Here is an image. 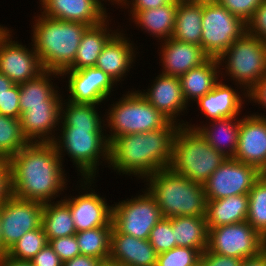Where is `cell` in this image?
Returning <instances> with one entry per match:
<instances>
[{"label": "cell", "mask_w": 266, "mask_h": 266, "mask_svg": "<svg viewBox=\"0 0 266 266\" xmlns=\"http://www.w3.org/2000/svg\"><path fill=\"white\" fill-rule=\"evenodd\" d=\"M61 161L53 142H29L7 161L13 196L51 202L66 185Z\"/></svg>", "instance_id": "cell-1"}, {"label": "cell", "mask_w": 266, "mask_h": 266, "mask_svg": "<svg viewBox=\"0 0 266 266\" xmlns=\"http://www.w3.org/2000/svg\"><path fill=\"white\" fill-rule=\"evenodd\" d=\"M178 128L122 135L109 144V163L123 174L148 178L155 172L169 168L173 141Z\"/></svg>", "instance_id": "cell-2"}, {"label": "cell", "mask_w": 266, "mask_h": 266, "mask_svg": "<svg viewBox=\"0 0 266 266\" xmlns=\"http://www.w3.org/2000/svg\"><path fill=\"white\" fill-rule=\"evenodd\" d=\"M40 16L33 25L34 49L44 70L62 73L73 64L81 37L89 26Z\"/></svg>", "instance_id": "cell-3"}, {"label": "cell", "mask_w": 266, "mask_h": 266, "mask_svg": "<svg viewBox=\"0 0 266 266\" xmlns=\"http://www.w3.org/2000/svg\"><path fill=\"white\" fill-rule=\"evenodd\" d=\"M146 180L150 183L147 190L164 218L206 216L207 198L202 184L192 182L170 168L159 170Z\"/></svg>", "instance_id": "cell-4"}, {"label": "cell", "mask_w": 266, "mask_h": 266, "mask_svg": "<svg viewBox=\"0 0 266 266\" xmlns=\"http://www.w3.org/2000/svg\"><path fill=\"white\" fill-rule=\"evenodd\" d=\"M227 158L211 147L196 129L180 125L174 137L169 168L203 185Z\"/></svg>", "instance_id": "cell-5"}, {"label": "cell", "mask_w": 266, "mask_h": 266, "mask_svg": "<svg viewBox=\"0 0 266 266\" xmlns=\"http://www.w3.org/2000/svg\"><path fill=\"white\" fill-rule=\"evenodd\" d=\"M123 96L125 97L112 105L113 107L109 108L111 111L107 112L106 120L108 127L111 128V135H107L109 144L122 135L144 133L160 128H179L180 125H186L171 122L151 105L140 91Z\"/></svg>", "instance_id": "cell-6"}, {"label": "cell", "mask_w": 266, "mask_h": 266, "mask_svg": "<svg viewBox=\"0 0 266 266\" xmlns=\"http://www.w3.org/2000/svg\"><path fill=\"white\" fill-rule=\"evenodd\" d=\"M61 130V139L53 142L60 159L62 160L61 151L64 148L87 181H84L85 185H91L100 156L109 162V143L102 127H62Z\"/></svg>", "instance_id": "cell-7"}, {"label": "cell", "mask_w": 266, "mask_h": 266, "mask_svg": "<svg viewBox=\"0 0 266 266\" xmlns=\"http://www.w3.org/2000/svg\"><path fill=\"white\" fill-rule=\"evenodd\" d=\"M201 24L200 46L210 58H219L236 39L247 32L246 23L216 0H202Z\"/></svg>", "instance_id": "cell-8"}, {"label": "cell", "mask_w": 266, "mask_h": 266, "mask_svg": "<svg viewBox=\"0 0 266 266\" xmlns=\"http://www.w3.org/2000/svg\"><path fill=\"white\" fill-rule=\"evenodd\" d=\"M225 58L228 75L244 86L246 92L266 75V44L247 32L218 58L219 63Z\"/></svg>", "instance_id": "cell-9"}, {"label": "cell", "mask_w": 266, "mask_h": 266, "mask_svg": "<svg viewBox=\"0 0 266 266\" xmlns=\"http://www.w3.org/2000/svg\"><path fill=\"white\" fill-rule=\"evenodd\" d=\"M163 218L160 208L148 192L112 206V225L119 232L148 240L153 227Z\"/></svg>", "instance_id": "cell-10"}, {"label": "cell", "mask_w": 266, "mask_h": 266, "mask_svg": "<svg viewBox=\"0 0 266 266\" xmlns=\"http://www.w3.org/2000/svg\"><path fill=\"white\" fill-rule=\"evenodd\" d=\"M266 249V239L247 221L208 228L207 250L210 252L245 259Z\"/></svg>", "instance_id": "cell-11"}, {"label": "cell", "mask_w": 266, "mask_h": 266, "mask_svg": "<svg viewBox=\"0 0 266 266\" xmlns=\"http://www.w3.org/2000/svg\"><path fill=\"white\" fill-rule=\"evenodd\" d=\"M263 173L255 166L227 158L203 184L207 200L248 194Z\"/></svg>", "instance_id": "cell-12"}, {"label": "cell", "mask_w": 266, "mask_h": 266, "mask_svg": "<svg viewBox=\"0 0 266 266\" xmlns=\"http://www.w3.org/2000/svg\"><path fill=\"white\" fill-rule=\"evenodd\" d=\"M44 203L11 196L1 205L4 255L27 232L42 224Z\"/></svg>", "instance_id": "cell-13"}, {"label": "cell", "mask_w": 266, "mask_h": 266, "mask_svg": "<svg viewBox=\"0 0 266 266\" xmlns=\"http://www.w3.org/2000/svg\"><path fill=\"white\" fill-rule=\"evenodd\" d=\"M8 28L0 30V72L14 84H22L40 75L44 68L34 47L31 51L26 46L10 40ZM18 43V44H17Z\"/></svg>", "instance_id": "cell-14"}, {"label": "cell", "mask_w": 266, "mask_h": 266, "mask_svg": "<svg viewBox=\"0 0 266 266\" xmlns=\"http://www.w3.org/2000/svg\"><path fill=\"white\" fill-rule=\"evenodd\" d=\"M69 75V102L99 105L110 95L114 80L102 69L95 66L79 70H64Z\"/></svg>", "instance_id": "cell-15"}, {"label": "cell", "mask_w": 266, "mask_h": 266, "mask_svg": "<svg viewBox=\"0 0 266 266\" xmlns=\"http://www.w3.org/2000/svg\"><path fill=\"white\" fill-rule=\"evenodd\" d=\"M240 119V130L234 159L266 172V117L251 114Z\"/></svg>", "instance_id": "cell-16"}, {"label": "cell", "mask_w": 266, "mask_h": 266, "mask_svg": "<svg viewBox=\"0 0 266 266\" xmlns=\"http://www.w3.org/2000/svg\"><path fill=\"white\" fill-rule=\"evenodd\" d=\"M42 14L61 21L80 22L96 26L107 20L101 0H40Z\"/></svg>", "instance_id": "cell-17"}, {"label": "cell", "mask_w": 266, "mask_h": 266, "mask_svg": "<svg viewBox=\"0 0 266 266\" xmlns=\"http://www.w3.org/2000/svg\"><path fill=\"white\" fill-rule=\"evenodd\" d=\"M69 205L76 232L97 227H113L112 207L95 192L64 199Z\"/></svg>", "instance_id": "cell-18"}, {"label": "cell", "mask_w": 266, "mask_h": 266, "mask_svg": "<svg viewBox=\"0 0 266 266\" xmlns=\"http://www.w3.org/2000/svg\"><path fill=\"white\" fill-rule=\"evenodd\" d=\"M158 253L149 240L111 231L110 260L122 266H156Z\"/></svg>", "instance_id": "cell-19"}, {"label": "cell", "mask_w": 266, "mask_h": 266, "mask_svg": "<svg viewBox=\"0 0 266 266\" xmlns=\"http://www.w3.org/2000/svg\"><path fill=\"white\" fill-rule=\"evenodd\" d=\"M61 104L45 103V106H26V111L20 116V125L22 134L28 142L56 140L51 132L61 120Z\"/></svg>", "instance_id": "cell-20"}, {"label": "cell", "mask_w": 266, "mask_h": 266, "mask_svg": "<svg viewBox=\"0 0 266 266\" xmlns=\"http://www.w3.org/2000/svg\"><path fill=\"white\" fill-rule=\"evenodd\" d=\"M163 44L161 50L163 75L179 77L210 58L200 45L180 42L171 37L164 40Z\"/></svg>", "instance_id": "cell-21"}, {"label": "cell", "mask_w": 266, "mask_h": 266, "mask_svg": "<svg viewBox=\"0 0 266 266\" xmlns=\"http://www.w3.org/2000/svg\"><path fill=\"white\" fill-rule=\"evenodd\" d=\"M148 92H140L143 97L171 122L186 109L179 77L160 74ZM175 120V121H174Z\"/></svg>", "instance_id": "cell-22"}, {"label": "cell", "mask_w": 266, "mask_h": 266, "mask_svg": "<svg viewBox=\"0 0 266 266\" xmlns=\"http://www.w3.org/2000/svg\"><path fill=\"white\" fill-rule=\"evenodd\" d=\"M122 33L115 35L101 51L95 67L102 69L117 83L131 68L134 59L133 44ZM120 79V80H119Z\"/></svg>", "instance_id": "cell-23"}, {"label": "cell", "mask_w": 266, "mask_h": 266, "mask_svg": "<svg viewBox=\"0 0 266 266\" xmlns=\"http://www.w3.org/2000/svg\"><path fill=\"white\" fill-rule=\"evenodd\" d=\"M232 87L218 82L216 86L197 100L200 110L208 119L237 117L243 106L242 98Z\"/></svg>", "instance_id": "cell-24"}, {"label": "cell", "mask_w": 266, "mask_h": 266, "mask_svg": "<svg viewBox=\"0 0 266 266\" xmlns=\"http://www.w3.org/2000/svg\"><path fill=\"white\" fill-rule=\"evenodd\" d=\"M202 0H177L173 35L180 42L200 45L202 36Z\"/></svg>", "instance_id": "cell-25"}, {"label": "cell", "mask_w": 266, "mask_h": 266, "mask_svg": "<svg viewBox=\"0 0 266 266\" xmlns=\"http://www.w3.org/2000/svg\"><path fill=\"white\" fill-rule=\"evenodd\" d=\"M248 194L228 196L223 199L207 200L206 221L208 228L236 224L246 221Z\"/></svg>", "instance_id": "cell-26"}, {"label": "cell", "mask_w": 266, "mask_h": 266, "mask_svg": "<svg viewBox=\"0 0 266 266\" xmlns=\"http://www.w3.org/2000/svg\"><path fill=\"white\" fill-rule=\"evenodd\" d=\"M219 65L221 64L218 58H209L202 65L179 76L182 94L187 104L190 99L197 101L216 86L219 80Z\"/></svg>", "instance_id": "cell-27"}, {"label": "cell", "mask_w": 266, "mask_h": 266, "mask_svg": "<svg viewBox=\"0 0 266 266\" xmlns=\"http://www.w3.org/2000/svg\"><path fill=\"white\" fill-rule=\"evenodd\" d=\"M236 118L237 117H226L222 119H212L213 125H210V127L206 125L202 127H191L188 124L185 126L196 129L216 151L221 152L228 158H233L237 149L240 130V120H238V118L236 120Z\"/></svg>", "instance_id": "cell-28"}, {"label": "cell", "mask_w": 266, "mask_h": 266, "mask_svg": "<svg viewBox=\"0 0 266 266\" xmlns=\"http://www.w3.org/2000/svg\"><path fill=\"white\" fill-rule=\"evenodd\" d=\"M107 21L88 27L83 33L73 64L66 70L93 67L107 42L115 35L107 30Z\"/></svg>", "instance_id": "cell-29"}, {"label": "cell", "mask_w": 266, "mask_h": 266, "mask_svg": "<svg viewBox=\"0 0 266 266\" xmlns=\"http://www.w3.org/2000/svg\"><path fill=\"white\" fill-rule=\"evenodd\" d=\"M175 236V247L197 249L201 254L207 249L208 227L205 216L170 217Z\"/></svg>", "instance_id": "cell-30"}, {"label": "cell", "mask_w": 266, "mask_h": 266, "mask_svg": "<svg viewBox=\"0 0 266 266\" xmlns=\"http://www.w3.org/2000/svg\"><path fill=\"white\" fill-rule=\"evenodd\" d=\"M51 75L61 76V73L44 70L36 78L19 84L21 114L26 111V106H45V103H62L61 96L58 95L57 90H54L50 82Z\"/></svg>", "instance_id": "cell-31"}, {"label": "cell", "mask_w": 266, "mask_h": 266, "mask_svg": "<svg viewBox=\"0 0 266 266\" xmlns=\"http://www.w3.org/2000/svg\"><path fill=\"white\" fill-rule=\"evenodd\" d=\"M177 10V0L170 4L160 6L154 9L144 11H132L134 22L139 24L150 35H156L157 38L169 39L173 35L175 16Z\"/></svg>", "instance_id": "cell-32"}, {"label": "cell", "mask_w": 266, "mask_h": 266, "mask_svg": "<svg viewBox=\"0 0 266 266\" xmlns=\"http://www.w3.org/2000/svg\"><path fill=\"white\" fill-rule=\"evenodd\" d=\"M44 203L42 227L48 242L58 237H68L76 234L69 205L64 201Z\"/></svg>", "instance_id": "cell-33"}, {"label": "cell", "mask_w": 266, "mask_h": 266, "mask_svg": "<svg viewBox=\"0 0 266 266\" xmlns=\"http://www.w3.org/2000/svg\"><path fill=\"white\" fill-rule=\"evenodd\" d=\"M113 227H97L76 232L80 254L95 257L101 261L110 257L111 231Z\"/></svg>", "instance_id": "cell-34"}, {"label": "cell", "mask_w": 266, "mask_h": 266, "mask_svg": "<svg viewBox=\"0 0 266 266\" xmlns=\"http://www.w3.org/2000/svg\"><path fill=\"white\" fill-rule=\"evenodd\" d=\"M249 205L246 221L266 239V174L255 182L248 193Z\"/></svg>", "instance_id": "cell-35"}, {"label": "cell", "mask_w": 266, "mask_h": 266, "mask_svg": "<svg viewBox=\"0 0 266 266\" xmlns=\"http://www.w3.org/2000/svg\"><path fill=\"white\" fill-rule=\"evenodd\" d=\"M28 143L22 134L20 119L0 114V156L8 161Z\"/></svg>", "instance_id": "cell-36"}, {"label": "cell", "mask_w": 266, "mask_h": 266, "mask_svg": "<svg viewBox=\"0 0 266 266\" xmlns=\"http://www.w3.org/2000/svg\"><path fill=\"white\" fill-rule=\"evenodd\" d=\"M67 106L63 109L61 104V123L62 127H103L102 119L96 112L95 104H83L66 102ZM64 111V112H63ZM64 114V115H63ZM64 121V122H63Z\"/></svg>", "instance_id": "cell-37"}, {"label": "cell", "mask_w": 266, "mask_h": 266, "mask_svg": "<svg viewBox=\"0 0 266 266\" xmlns=\"http://www.w3.org/2000/svg\"><path fill=\"white\" fill-rule=\"evenodd\" d=\"M47 236L42 225L25 233L8 251L7 256L18 260H31L35 257L47 244Z\"/></svg>", "instance_id": "cell-38"}, {"label": "cell", "mask_w": 266, "mask_h": 266, "mask_svg": "<svg viewBox=\"0 0 266 266\" xmlns=\"http://www.w3.org/2000/svg\"><path fill=\"white\" fill-rule=\"evenodd\" d=\"M200 259L201 253L197 249L176 246L159 253L156 266H196Z\"/></svg>", "instance_id": "cell-39"}, {"label": "cell", "mask_w": 266, "mask_h": 266, "mask_svg": "<svg viewBox=\"0 0 266 266\" xmlns=\"http://www.w3.org/2000/svg\"><path fill=\"white\" fill-rule=\"evenodd\" d=\"M149 242L159 254L175 247L171 218H162L151 230Z\"/></svg>", "instance_id": "cell-40"}, {"label": "cell", "mask_w": 266, "mask_h": 266, "mask_svg": "<svg viewBox=\"0 0 266 266\" xmlns=\"http://www.w3.org/2000/svg\"><path fill=\"white\" fill-rule=\"evenodd\" d=\"M230 13L247 23L263 0H216Z\"/></svg>", "instance_id": "cell-41"}, {"label": "cell", "mask_w": 266, "mask_h": 266, "mask_svg": "<svg viewBox=\"0 0 266 266\" xmlns=\"http://www.w3.org/2000/svg\"><path fill=\"white\" fill-rule=\"evenodd\" d=\"M49 245L53 248L63 263L80 255V249L75 235L54 238L49 241Z\"/></svg>", "instance_id": "cell-42"}, {"label": "cell", "mask_w": 266, "mask_h": 266, "mask_svg": "<svg viewBox=\"0 0 266 266\" xmlns=\"http://www.w3.org/2000/svg\"><path fill=\"white\" fill-rule=\"evenodd\" d=\"M19 99V85L14 84L6 91V93L0 96V114L15 119H20L21 112L19 107Z\"/></svg>", "instance_id": "cell-43"}, {"label": "cell", "mask_w": 266, "mask_h": 266, "mask_svg": "<svg viewBox=\"0 0 266 266\" xmlns=\"http://www.w3.org/2000/svg\"><path fill=\"white\" fill-rule=\"evenodd\" d=\"M247 33L259 38L266 44V0L255 9L253 16L246 23Z\"/></svg>", "instance_id": "cell-44"}, {"label": "cell", "mask_w": 266, "mask_h": 266, "mask_svg": "<svg viewBox=\"0 0 266 266\" xmlns=\"http://www.w3.org/2000/svg\"><path fill=\"white\" fill-rule=\"evenodd\" d=\"M242 260L236 257H229L225 255H219L209 250H205L201 254L200 262L204 266H241Z\"/></svg>", "instance_id": "cell-45"}, {"label": "cell", "mask_w": 266, "mask_h": 266, "mask_svg": "<svg viewBox=\"0 0 266 266\" xmlns=\"http://www.w3.org/2000/svg\"><path fill=\"white\" fill-rule=\"evenodd\" d=\"M30 262L33 266H63L60 257L49 243Z\"/></svg>", "instance_id": "cell-46"}, {"label": "cell", "mask_w": 266, "mask_h": 266, "mask_svg": "<svg viewBox=\"0 0 266 266\" xmlns=\"http://www.w3.org/2000/svg\"><path fill=\"white\" fill-rule=\"evenodd\" d=\"M11 170L9 163L6 162L0 168V205L12 196Z\"/></svg>", "instance_id": "cell-47"}, {"label": "cell", "mask_w": 266, "mask_h": 266, "mask_svg": "<svg viewBox=\"0 0 266 266\" xmlns=\"http://www.w3.org/2000/svg\"><path fill=\"white\" fill-rule=\"evenodd\" d=\"M246 95L253 102L261 104L266 108V75H264L249 91Z\"/></svg>", "instance_id": "cell-48"}, {"label": "cell", "mask_w": 266, "mask_h": 266, "mask_svg": "<svg viewBox=\"0 0 266 266\" xmlns=\"http://www.w3.org/2000/svg\"><path fill=\"white\" fill-rule=\"evenodd\" d=\"M134 1V2H133ZM174 0H132L131 11H144L170 4Z\"/></svg>", "instance_id": "cell-49"}, {"label": "cell", "mask_w": 266, "mask_h": 266, "mask_svg": "<svg viewBox=\"0 0 266 266\" xmlns=\"http://www.w3.org/2000/svg\"><path fill=\"white\" fill-rule=\"evenodd\" d=\"M101 260L86 255H77L76 257L67 260L63 263V266H97Z\"/></svg>", "instance_id": "cell-50"}, {"label": "cell", "mask_w": 266, "mask_h": 266, "mask_svg": "<svg viewBox=\"0 0 266 266\" xmlns=\"http://www.w3.org/2000/svg\"><path fill=\"white\" fill-rule=\"evenodd\" d=\"M241 266H266V249L257 256L243 259Z\"/></svg>", "instance_id": "cell-51"}, {"label": "cell", "mask_w": 266, "mask_h": 266, "mask_svg": "<svg viewBox=\"0 0 266 266\" xmlns=\"http://www.w3.org/2000/svg\"><path fill=\"white\" fill-rule=\"evenodd\" d=\"M0 266H33L29 260H18L7 255L0 257Z\"/></svg>", "instance_id": "cell-52"}, {"label": "cell", "mask_w": 266, "mask_h": 266, "mask_svg": "<svg viewBox=\"0 0 266 266\" xmlns=\"http://www.w3.org/2000/svg\"><path fill=\"white\" fill-rule=\"evenodd\" d=\"M14 85L13 81H11L5 74L0 72V96Z\"/></svg>", "instance_id": "cell-53"}, {"label": "cell", "mask_w": 266, "mask_h": 266, "mask_svg": "<svg viewBox=\"0 0 266 266\" xmlns=\"http://www.w3.org/2000/svg\"><path fill=\"white\" fill-rule=\"evenodd\" d=\"M97 266H122V265L119 264L118 262L107 259V260L100 261Z\"/></svg>", "instance_id": "cell-54"}, {"label": "cell", "mask_w": 266, "mask_h": 266, "mask_svg": "<svg viewBox=\"0 0 266 266\" xmlns=\"http://www.w3.org/2000/svg\"><path fill=\"white\" fill-rule=\"evenodd\" d=\"M4 256V244L2 240V231H1V205H0V257Z\"/></svg>", "instance_id": "cell-55"}, {"label": "cell", "mask_w": 266, "mask_h": 266, "mask_svg": "<svg viewBox=\"0 0 266 266\" xmlns=\"http://www.w3.org/2000/svg\"><path fill=\"white\" fill-rule=\"evenodd\" d=\"M112 1H116V3L118 2V4H120V3H124L125 4V6H126V4H131V3H129V1L128 0H111V2ZM127 1H128V3H127ZM120 2V3H119Z\"/></svg>", "instance_id": "cell-56"}, {"label": "cell", "mask_w": 266, "mask_h": 266, "mask_svg": "<svg viewBox=\"0 0 266 266\" xmlns=\"http://www.w3.org/2000/svg\"><path fill=\"white\" fill-rule=\"evenodd\" d=\"M7 161L0 156V168L6 163Z\"/></svg>", "instance_id": "cell-57"}, {"label": "cell", "mask_w": 266, "mask_h": 266, "mask_svg": "<svg viewBox=\"0 0 266 266\" xmlns=\"http://www.w3.org/2000/svg\"><path fill=\"white\" fill-rule=\"evenodd\" d=\"M196 266H204L201 262H199Z\"/></svg>", "instance_id": "cell-58"}]
</instances>
